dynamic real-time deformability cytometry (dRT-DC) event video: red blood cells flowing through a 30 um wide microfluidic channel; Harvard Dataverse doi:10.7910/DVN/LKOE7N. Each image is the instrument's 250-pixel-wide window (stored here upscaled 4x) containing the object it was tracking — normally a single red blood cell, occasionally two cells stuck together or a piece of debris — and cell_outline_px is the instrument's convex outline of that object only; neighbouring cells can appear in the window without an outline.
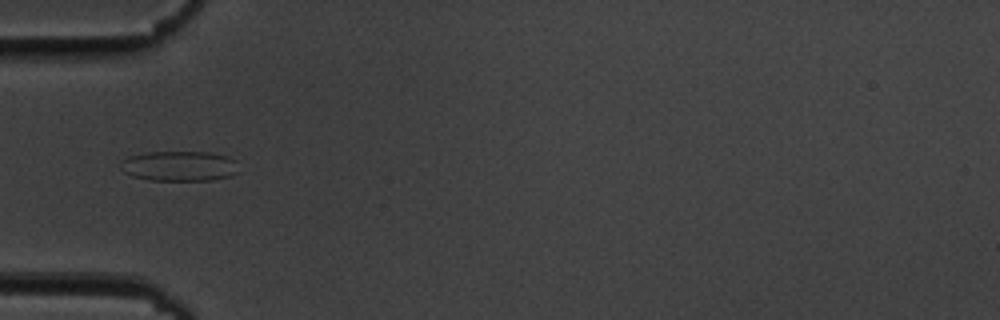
{"species": "common noctule bat (a hibernating species)", "species_latin": "Nyctalus noctula", "temperature_condition": "cold", "stored_images_in_passage": 36, "camera_frame_rate_fps": 3000, "um_per_image_px": 0.085, "animal": {"sex": "male", "body_mass_g": 19.5, "forearm_length_mm": 54.6}, "frame": {"image": 1, "passage_image": 1, "time_ms": 0.0, "image_size_px": [1000, 320], "cell_outline_px": [[240, 172], [232, 176], [212, 180], [148, 180], [132, 176], [124, 172], [120, 168], [120, 160], [128, 156], [148, 152], [208, 152], [228, 156], [236, 160]], "centroid_in_image_um": [15.26, 14.11], "position_along_channel_um": 69.7, "area_um2": 21.1}}
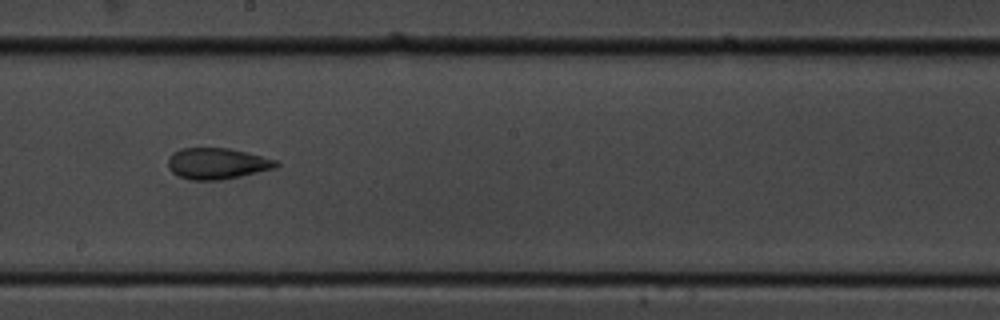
{"frame": {"image": 2, "passage_image": 14, "time_ms": 4.333, "image_size_px": [1000, 320], "cell_outline_px": [[280, 164], [276, 168], [240, 176], [220, 180], [192, 180], [180, 176], [172, 172], [168, 168], [168, 156], [172, 152], [180, 148], [228, 148], [276, 160]], "centroid_in_image_um": [18.41, 13.9], "position_along_channel_um": 229.8, "area_um2": 19.54}}
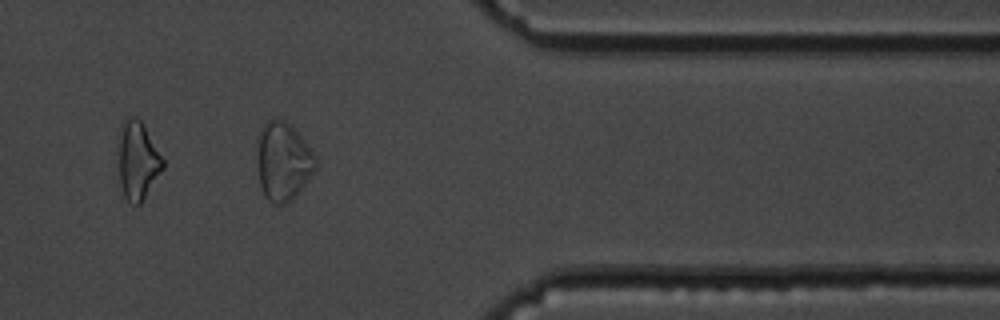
{"frame": {"image": 3, "passage_image": 28, "time_ms": 9.0, "image_size_px": [1000, 320], "cell_outline_px": [[316, 168], [296, 196], [292, 200], [284, 204], [272, 204], [264, 196], [260, 184], [256, 160], [256, 140], [260, 128], [272, 116], [276, 116], [284, 120], [300, 136], [316, 156]], "centroid_in_image_um": [24.01, 13.7], "position_along_channel_um": 387.4, "area_um2": 27.11}, "authors_computed_cell_mechanics": {"area_um2": 19.8832, "velocity_mm_per_s": 3.691, "shape_relaxation_time_tau1_ms": null, "shape_relaxation_time_tau2_ms": 1.5699, "deformation_change_tau1": null, "deformation_change_tau2": 0.0707}}